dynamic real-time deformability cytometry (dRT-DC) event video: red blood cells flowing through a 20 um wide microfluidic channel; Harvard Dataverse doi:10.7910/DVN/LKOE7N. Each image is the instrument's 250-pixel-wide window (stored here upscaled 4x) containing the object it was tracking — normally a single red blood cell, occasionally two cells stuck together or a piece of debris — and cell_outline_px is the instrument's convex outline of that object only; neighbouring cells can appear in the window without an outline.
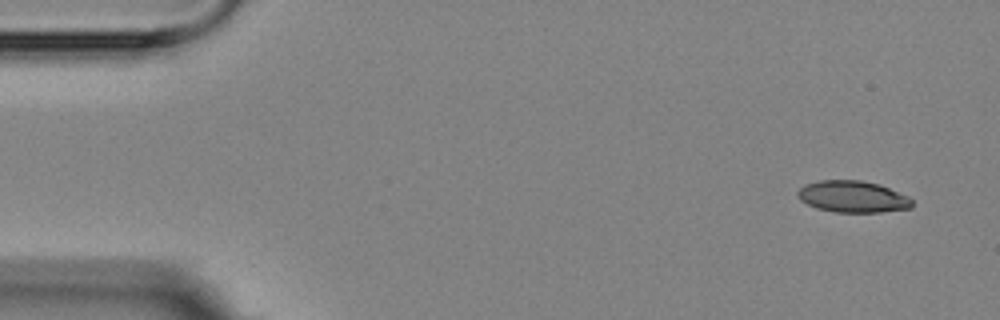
{"species": "Egyptian fruit bat (a non-hibernating species)", "species_latin": "Rousettus aegyptiacus", "temperature_condition": "room temperature", "stored_images_in_passage": 5, "camera_frame_rate_fps": 3000, "um_per_image_px": 0.085, "animal": {"sex": "female"}, "frame": {"image": 1, "passage_image": 1, "time_ms": 0.0, "image_size_px": [1000, 320], "cell_outline_px": [[912, 208], [880, 212], [836, 212], [816, 208], [800, 200], [796, 196], [796, 192], [804, 184], [820, 180], [860, 180], [880, 184], [908, 196], [912, 200]], "centroid_in_image_um": [72.46, 16.71], "position_along_channel_um": 12.5, "area_um2": 21.21}}
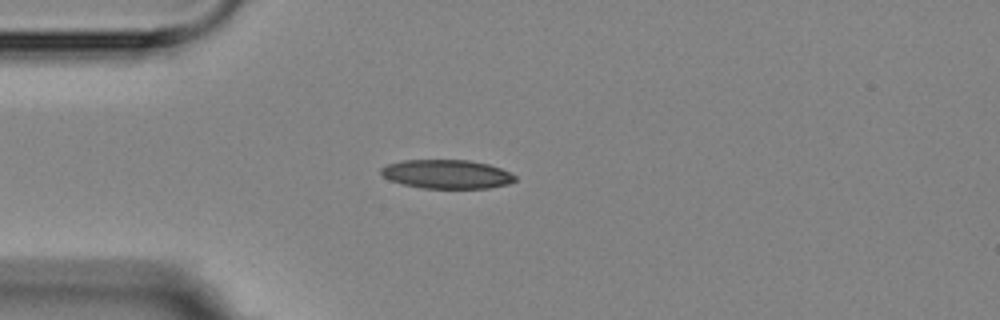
{"frame": {"image": 2, "passage_image": 4, "time_ms": 3.667, "image_size_px": [1000, 320], "cell_outline_px": [[516, 180], [508, 184], [488, 188], [420, 188], [388, 180], [380, 172], [380, 168], [388, 164], [400, 160], [468, 160], [488, 164], [500, 168], [516, 176]], "centroid_in_image_um": [37.95, 14.8], "position_along_channel_um": 47.0, "area_um2": 22.54}}